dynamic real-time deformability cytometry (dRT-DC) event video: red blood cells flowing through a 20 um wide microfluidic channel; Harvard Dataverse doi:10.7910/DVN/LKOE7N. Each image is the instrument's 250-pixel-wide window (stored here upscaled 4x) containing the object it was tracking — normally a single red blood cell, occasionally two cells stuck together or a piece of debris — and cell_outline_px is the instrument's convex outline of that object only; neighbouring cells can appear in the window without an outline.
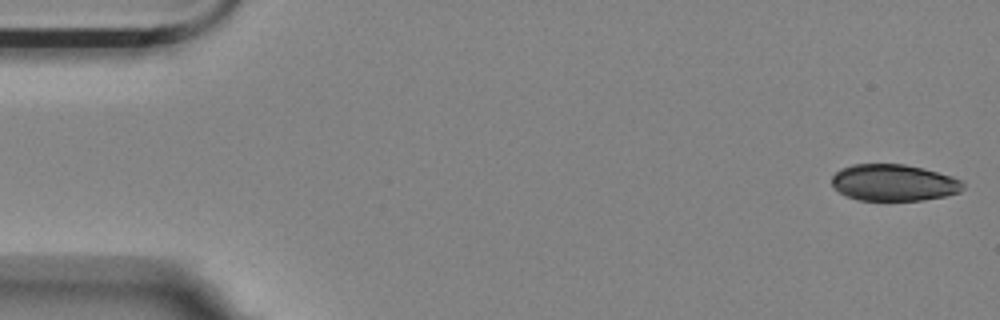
{"species": "Egyptian fruit bat (a non-hibernating species)", "species_latin": "Rousettus aegyptiacus", "temperature_condition": "room temperature", "stored_images_in_passage": 51, "camera_frame_rate_fps": 3000, "um_per_image_px": 0.085, "animal": {"sex": "female"}, "frame": {"image": 1, "passage_image": 1, "time_ms": 0.0, "image_size_px": [1000, 320], "cell_outline_px": [[964, 188], [960, 192], [944, 196], [924, 200], [856, 200], [844, 196], [832, 188], [832, 176], [840, 168], [852, 164], [904, 164], [924, 168], [952, 176], [964, 180]], "centroid_in_image_um": [75.95, 15.52], "position_along_channel_um": 9.0, "area_um2": 28.44}}
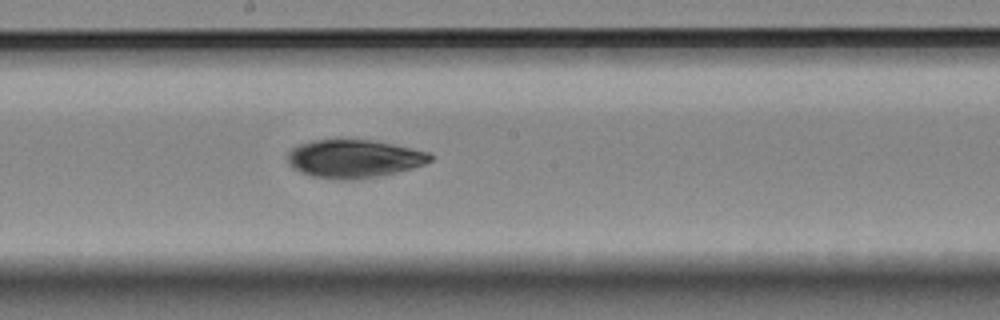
{"frame": {"image": 2, "passage_image": 29, "time_ms": 9.333, "image_size_px": [1000, 320], "cell_outline_px": [[432, 160], [424, 164], [412, 168], [380, 176], [352, 180], [344, 180], [312, 176], [300, 172], [292, 168], [288, 164], [288, 152], [296, 144], [312, 140], [372, 140], [392, 144], [428, 152], [432, 156]], "centroid_in_image_um": [30.04, 13.49], "position_along_channel_um": 218.2, "area_um2": 31.67}}
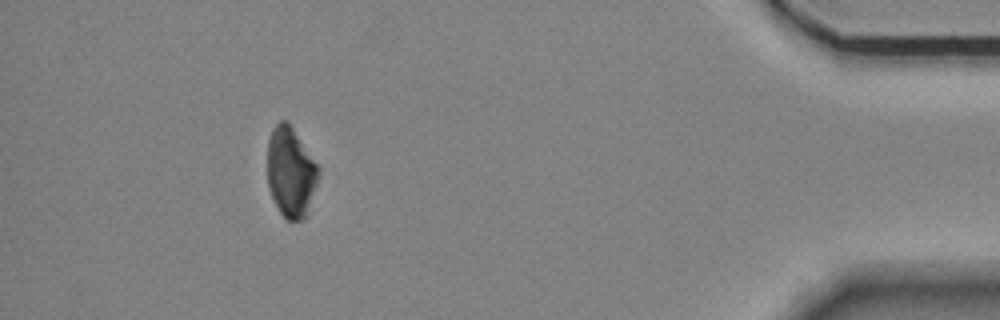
{"frame": {"image": 3, "passage_image": 50, "time_ms": 16.333, "image_size_px": [1000, 320], "cell_outline_px": [[320, 176], [308, 216], [304, 220], [288, 220], [280, 212], [268, 188], [268, 140], [272, 128], [280, 120], [288, 120], [320, 168]], "centroid_in_image_um": [24.75, 14.64], "position_along_channel_um": 410.5, "area_um2": 27.28}}